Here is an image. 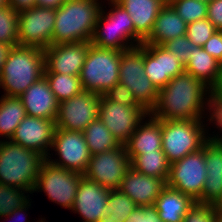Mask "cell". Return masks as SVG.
<instances>
[{"label": "cell", "instance_id": "cell-34", "mask_svg": "<svg viewBox=\"0 0 222 222\" xmlns=\"http://www.w3.org/2000/svg\"><path fill=\"white\" fill-rule=\"evenodd\" d=\"M0 43L19 45L18 12L9 5L0 9Z\"/></svg>", "mask_w": 222, "mask_h": 222}, {"label": "cell", "instance_id": "cell-22", "mask_svg": "<svg viewBox=\"0 0 222 222\" xmlns=\"http://www.w3.org/2000/svg\"><path fill=\"white\" fill-rule=\"evenodd\" d=\"M129 14L134 24V47L140 46L150 35L154 22L165 6L161 0H115Z\"/></svg>", "mask_w": 222, "mask_h": 222}, {"label": "cell", "instance_id": "cell-35", "mask_svg": "<svg viewBox=\"0 0 222 222\" xmlns=\"http://www.w3.org/2000/svg\"><path fill=\"white\" fill-rule=\"evenodd\" d=\"M171 6L188 24L207 18V2L202 0H175Z\"/></svg>", "mask_w": 222, "mask_h": 222}, {"label": "cell", "instance_id": "cell-50", "mask_svg": "<svg viewBox=\"0 0 222 222\" xmlns=\"http://www.w3.org/2000/svg\"><path fill=\"white\" fill-rule=\"evenodd\" d=\"M8 6V0H0V9Z\"/></svg>", "mask_w": 222, "mask_h": 222}, {"label": "cell", "instance_id": "cell-37", "mask_svg": "<svg viewBox=\"0 0 222 222\" xmlns=\"http://www.w3.org/2000/svg\"><path fill=\"white\" fill-rule=\"evenodd\" d=\"M208 124L216 127L219 132L212 134L222 140V89L215 87L210 89L209 117ZM220 133V134H219ZM216 134V135H215Z\"/></svg>", "mask_w": 222, "mask_h": 222}, {"label": "cell", "instance_id": "cell-24", "mask_svg": "<svg viewBox=\"0 0 222 222\" xmlns=\"http://www.w3.org/2000/svg\"><path fill=\"white\" fill-rule=\"evenodd\" d=\"M124 146L130 160L135 155L160 151L162 149L161 119L148 113Z\"/></svg>", "mask_w": 222, "mask_h": 222}, {"label": "cell", "instance_id": "cell-33", "mask_svg": "<svg viewBox=\"0 0 222 222\" xmlns=\"http://www.w3.org/2000/svg\"><path fill=\"white\" fill-rule=\"evenodd\" d=\"M27 193L31 194L27 190L0 183V219L27 204L30 201Z\"/></svg>", "mask_w": 222, "mask_h": 222}, {"label": "cell", "instance_id": "cell-8", "mask_svg": "<svg viewBox=\"0 0 222 222\" xmlns=\"http://www.w3.org/2000/svg\"><path fill=\"white\" fill-rule=\"evenodd\" d=\"M119 83L127 86L149 113L155 107L159 90L144 73V44L121 51Z\"/></svg>", "mask_w": 222, "mask_h": 222}, {"label": "cell", "instance_id": "cell-38", "mask_svg": "<svg viewBox=\"0 0 222 222\" xmlns=\"http://www.w3.org/2000/svg\"><path fill=\"white\" fill-rule=\"evenodd\" d=\"M216 208L213 203L196 201L183 217V222H215Z\"/></svg>", "mask_w": 222, "mask_h": 222}, {"label": "cell", "instance_id": "cell-18", "mask_svg": "<svg viewBox=\"0 0 222 222\" xmlns=\"http://www.w3.org/2000/svg\"><path fill=\"white\" fill-rule=\"evenodd\" d=\"M55 129L54 120L26 115L16 127L11 141L40 153L46 159L50 154Z\"/></svg>", "mask_w": 222, "mask_h": 222}, {"label": "cell", "instance_id": "cell-2", "mask_svg": "<svg viewBox=\"0 0 222 222\" xmlns=\"http://www.w3.org/2000/svg\"><path fill=\"white\" fill-rule=\"evenodd\" d=\"M100 1L66 0L56 9L52 45L91 42L102 7Z\"/></svg>", "mask_w": 222, "mask_h": 222}, {"label": "cell", "instance_id": "cell-10", "mask_svg": "<svg viewBox=\"0 0 222 222\" xmlns=\"http://www.w3.org/2000/svg\"><path fill=\"white\" fill-rule=\"evenodd\" d=\"M206 176L203 144L198 151L171 163L167 186L181 191L194 201H199L202 198Z\"/></svg>", "mask_w": 222, "mask_h": 222}, {"label": "cell", "instance_id": "cell-27", "mask_svg": "<svg viewBox=\"0 0 222 222\" xmlns=\"http://www.w3.org/2000/svg\"><path fill=\"white\" fill-rule=\"evenodd\" d=\"M195 202L181 191L166 186L154 206L161 222H183V217Z\"/></svg>", "mask_w": 222, "mask_h": 222}, {"label": "cell", "instance_id": "cell-3", "mask_svg": "<svg viewBox=\"0 0 222 222\" xmlns=\"http://www.w3.org/2000/svg\"><path fill=\"white\" fill-rule=\"evenodd\" d=\"M44 50L33 46H13L0 74L4 96L19 97L44 76Z\"/></svg>", "mask_w": 222, "mask_h": 222}, {"label": "cell", "instance_id": "cell-31", "mask_svg": "<svg viewBox=\"0 0 222 222\" xmlns=\"http://www.w3.org/2000/svg\"><path fill=\"white\" fill-rule=\"evenodd\" d=\"M137 205L119 189L110 190L99 222H125Z\"/></svg>", "mask_w": 222, "mask_h": 222}, {"label": "cell", "instance_id": "cell-21", "mask_svg": "<svg viewBox=\"0 0 222 222\" xmlns=\"http://www.w3.org/2000/svg\"><path fill=\"white\" fill-rule=\"evenodd\" d=\"M166 186L165 179L141 174L131 167L124 176L119 190L130 197L137 206H146L154 205Z\"/></svg>", "mask_w": 222, "mask_h": 222}, {"label": "cell", "instance_id": "cell-11", "mask_svg": "<svg viewBox=\"0 0 222 222\" xmlns=\"http://www.w3.org/2000/svg\"><path fill=\"white\" fill-rule=\"evenodd\" d=\"M57 159L49 154L47 160L55 166L66 170L76 171L81 174L86 172L91 159V153L85 141L83 132L69 131L56 128L51 146Z\"/></svg>", "mask_w": 222, "mask_h": 222}, {"label": "cell", "instance_id": "cell-13", "mask_svg": "<svg viewBox=\"0 0 222 222\" xmlns=\"http://www.w3.org/2000/svg\"><path fill=\"white\" fill-rule=\"evenodd\" d=\"M130 168L131 160L128 157L126 147L123 145L100 154L91 155L89 165L83 175L105 188L114 190L119 189Z\"/></svg>", "mask_w": 222, "mask_h": 222}, {"label": "cell", "instance_id": "cell-6", "mask_svg": "<svg viewBox=\"0 0 222 222\" xmlns=\"http://www.w3.org/2000/svg\"><path fill=\"white\" fill-rule=\"evenodd\" d=\"M207 125L205 120L161 119L162 150L168 161L173 163L201 149L211 136Z\"/></svg>", "mask_w": 222, "mask_h": 222}, {"label": "cell", "instance_id": "cell-23", "mask_svg": "<svg viewBox=\"0 0 222 222\" xmlns=\"http://www.w3.org/2000/svg\"><path fill=\"white\" fill-rule=\"evenodd\" d=\"M19 98L23 102L26 115L56 121L59 102L45 76L35 81Z\"/></svg>", "mask_w": 222, "mask_h": 222}, {"label": "cell", "instance_id": "cell-7", "mask_svg": "<svg viewBox=\"0 0 222 222\" xmlns=\"http://www.w3.org/2000/svg\"><path fill=\"white\" fill-rule=\"evenodd\" d=\"M120 62L121 51L91 44L79 74L83 90L104 95L119 83Z\"/></svg>", "mask_w": 222, "mask_h": 222}, {"label": "cell", "instance_id": "cell-41", "mask_svg": "<svg viewBox=\"0 0 222 222\" xmlns=\"http://www.w3.org/2000/svg\"><path fill=\"white\" fill-rule=\"evenodd\" d=\"M125 222H161L154 205L137 206Z\"/></svg>", "mask_w": 222, "mask_h": 222}, {"label": "cell", "instance_id": "cell-12", "mask_svg": "<svg viewBox=\"0 0 222 222\" xmlns=\"http://www.w3.org/2000/svg\"><path fill=\"white\" fill-rule=\"evenodd\" d=\"M56 9L34 6L18 12V41L21 46L46 49L52 45Z\"/></svg>", "mask_w": 222, "mask_h": 222}, {"label": "cell", "instance_id": "cell-16", "mask_svg": "<svg viewBox=\"0 0 222 222\" xmlns=\"http://www.w3.org/2000/svg\"><path fill=\"white\" fill-rule=\"evenodd\" d=\"M91 42L53 44L44 49V73L79 76Z\"/></svg>", "mask_w": 222, "mask_h": 222}, {"label": "cell", "instance_id": "cell-45", "mask_svg": "<svg viewBox=\"0 0 222 222\" xmlns=\"http://www.w3.org/2000/svg\"><path fill=\"white\" fill-rule=\"evenodd\" d=\"M8 5L15 11L20 12L36 6V0H8Z\"/></svg>", "mask_w": 222, "mask_h": 222}, {"label": "cell", "instance_id": "cell-44", "mask_svg": "<svg viewBox=\"0 0 222 222\" xmlns=\"http://www.w3.org/2000/svg\"><path fill=\"white\" fill-rule=\"evenodd\" d=\"M31 202L32 201H29L27 204H25L23 207H20L18 209H15L13 210L12 212H10L7 216H4V217H1L2 219L3 218H6V220H9V219H15L18 220L16 222H27V216L28 214L26 213L29 208L31 207ZM26 214V215H25ZM22 216V217H21ZM9 218V219H8ZM20 220V221H19ZM14 221V222H15ZM28 222H30V220H28Z\"/></svg>", "mask_w": 222, "mask_h": 222}, {"label": "cell", "instance_id": "cell-52", "mask_svg": "<svg viewBox=\"0 0 222 222\" xmlns=\"http://www.w3.org/2000/svg\"><path fill=\"white\" fill-rule=\"evenodd\" d=\"M36 222H48L45 218H42L41 217V220L39 219L38 221H36Z\"/></svg>", "mask_w": 222, "mask_h": 222}, {"label": "cell", "instance_id": "cell-14", "mask_svg": "<svg viewBox=\"0 0 222 222\" xmlns=\"http://www.w3.org/2000/svg\"><path fill=\"white\" fill-rule=\"evenodd\" d=\"M149 112L141 105L125 106L101 95L98 117L121 145H125Z\"/></svg>", "mask_w": 222, "mask_h": 222}, {"label": "cell", "instance_id": "cell-46", "mask_svg": "<svg viewBox=\"0 0 222 222\" xmlns=\"http://www.w3.org/2000/svg\"><path fill=\"white\" fill-rule=\"evenodd\" d=\"M66 0H36V6L58 9Z\"/></svg>", "mask_w": 222, "mask_h": 222}, {"label": "cell", "instance_id": "cell-39", "mask_svg": "<svg viewBox=\"0 0 222 222\" xmlns=\"http://www.w3.org/2000/svg\"><path fill=\"white\" fill-rule=\"evenodd\" d=\"M162 46L174 53L184 65L188 63L191 52L197 48L186 35L168 40Z\"/></svg>", "mask_w": 222, "mask_h": 222}, {"label": "cell", "instance_id": "cell-9", "mask_svg": "<svg viewBox=\"0 0 222 222\" xmlns=\"http://www.w3.org/2000/svg\"><path fill=\"white\" fill-rule=\"evenodd\" d=\"M84 175L55 166L45 159L39 169L35 192H44L51 202L72 210L77 188Z\"/></svg>", "mask_w": 222, "mask_h": 222}, {"label": "cell", "instance_id": "cell-51", "mask_svg": "<svg viewBox=\"0 0 222 222\" xmlns=\"http://www.w3.org/2000/svg\"><path fill=\"white\" fill-rule=\"evenodd\" d=\"M165 5H171L175 0H161Z\"/></svg>", "mask_w": 222, "mask_h": 222}, {"label": "cell", "instance_id": "cell-19", "mask_svg": "<svg viewBox=\"0 0 222 222\" xmlns=\"http://www.w3.org/2000/svg\"><path fill=\"white\" fill-rule=\"evenodd\" d=\"M109 188L83 176L79 182L72 211L78 213L81 222H99L109 197Z\"/></svg>", "mask_w": 222, "mask_h": 222}, {"label": "cell", "instance_id": "cell-40", "mask_svg": "<svg viewBox=\"0 0 222 222\" xmlns=\"http://www.w3.org/2000/svg\"><path fill=\"white\" fill-rule=\"evenodd\" d=\"M109 100L120 103L125 106L140 105L133 97L132 92L127 86L121 83L115 84L109 91L104 94Z\"/></svg>", "mask_w": 222, "mask_h": 222}, {"label": "cell", "instance_id": "cell-20", "mask_svg": "<svg viewBox=\"0 0 222 222\" xmlns=\"http://www.w3.org/2000/svg\"><path fill=\"white\" fill-rule=\"evenodd\" d=\"M205 167L207 176L204 181L200 203H213L222 195V140L211 135L204 143Z\"/></svg>", "mask_w": 222, "mask_h": 222}, {"label": "cell", "instance_id": "cell-30", "mask_svg": "<svg viewBox=\"0 0 222 222\" xmlns=\"http://www.w3.org/2000/svg\"><path fill=\"white\" fill-rule=\"evenodd\" d=\"M83 134L91 155L123 146L111 134L99 117L84 129Z\"/></svg>", "mask_w": 222, "mask_h": 222}, {"label": "cell", "instance_id": "cell-28", "mask_svg": "<svg viewBox=\"0 0 222 222\" xmlns=\"http://www.w3.org/2000/svg\"><path fill=\"white\" fill-rule=\"evenodd\" d=\"M26 117L23 102L19 97H0V140H11L16 127ZM4 138V139H3Z\"/></svg>", "mask_w": 222, "mask_h": 222}, {"label": "cell", "instance_id": "cell-1", "mask_svg": "<svg viewBox=\"0 0 222 222\" xmlns=\"http://www.w3.org/2000/svg\"><path fill=\"white\" fill-rule=\"evenodd\" d=\"M209 103L210 88L191 74L183 72L159 90L157 103L150 114L164 120L205 118L208 122Z\"/></svg>", "mask_w": 222, "mask_h": 222}, {"label": "cell", "instance_id": "cell-29", "mask_svg": "<svg viewBox=\"0 0 222 222\" xmlns=\"http://www.w3.org/2000/svg\"><path fill=\"white\" fill-rule=\"evenodd\" d=\"M171 163L163 150L135 155L131 159V167L147 176L168 180Z\"/></svg>", "mask_w": 222, "mask_h": 222}, {"label": "cell", "instance_id": "cell-32", "mask_svg": "<svg viewBox=\"0 0 222 222\" xmlns=\"http://www.w3.org/2000/svg\"><path fill=\"white\" fill-rule=\"evenodd\" d=\"M44 76L58 102L72 98L83 91L79 76L60 73H44Z\"/></svg>", "mask_w": 222, "mask_h": 222}, {"label": "cell", "instance_id": "cell-25", "mask_svg": "<svg viewBox=\"0 0 222 222\" xmlns=\"http://www.w3.org/2000/svg\"><path fill=\"white\" fill-rule=\"evenodd\" d=\"M187 23L171 5L159 12L149 37L142 44L163 45L168 40L186 35Z\"/></svg>", "mask_w": 222, "mask_h": 222}, {"label": "cell", "instance_id": "cell-48", "mask_svg": "<svg viewBox=\"0 0 222 222\" xmlns=\"http://www.w3.org/2000/svg\"><path fill=\"white\" fill-rule=\"evenodd\" d=\"M216 210L222 212V195L221 197L217 200V202L214 204Z\"/></svg>", "mask_w": 222, "mask_h": 222}, {"label": "cell", "instance_id": "cell-17", "mask_svg": "<svg viewBox=\"0 0 222 222\" xmlns=\"http://www.w3.org/2000/svg\"><path fill=\"white\" fill-rule=\"evenodd\" d=\"M183 72L185 65L174 53L162 45L144 44V73L158 90Z\"/></svg>", "mask_w": 222, "mask_h": 222}, {"label": "cell", "instance_id": "cell-36", "mask_svg": "<svg viewBox=\"0 0 222 222\" xmlns=\"http://www.w3.org/2000/svg\"><path fill=\"white\" fill-rule=\"evenodd\" d=\"M217 31L207 19L187 24L186 37L197 47H203L207 40Z\"/></svg>", "mask_w": 222, "mask_h": 222}, {"label": "cell", "instance_id": "cell-5", "mask_svg": "<svg viewBox=\"0 0 222 222\" xmlns=\"http://www.w3.org/2000/svg\"><path fill=\"white\" fill-rule=\"evenodd\" d=\"M102 4L91 44L102 49L125 51L134 48V24L130 14L115 0Z\"/></svg>", "mask_w": 222, "mask_h": 222}, {"label": "cell", "instance_id": "cell-47", "mask_svg": "<svg viewBox=\"0 0 222 222\" xmlns=\"http://www.w3.org/2000/svg\"><path fill=\"white\" fill-rule=\"evenodd\" d=\"M13 46L5 44V43H0V74L3 68L4 63L7 60L8 54L10 50L12 49Z\"/></svg>", "mask_w": 222, "mask_h": 222}, {"label": "cell", "instance_id": "cell-15", "mask_svg": "<svg viewBox=\"0 0 222 222\" xmlns=\"http://www.w3.org/2000/svg\"><path fill=\"white\" fill-rule=\"evenodd\" d=\"M101 95L82 91L72 98L59 102L56 128L83 132L98 118Z\"/></svg>", "mask_w": 222, "mask_h": 222}, {"label": "cell", "instance_id": "cell-49", "mask_svg": "<svg viewBox=\"0 0 222 222\" xmlns=\"http://www.w3.org/2000/svg\"><path fill=\"white\" fill-rule=\"evenodd\" d=\"M215 222H222V212L216 210Z\"/></svg>", "mask_w": 222, "mask_h": 222}, {"label": "cell", "instance_id": "cell-26", "mask_svg": "<svg viewBox=\"0 0 222 222\" xmlns=\"http://www.w3.org/2000/svg\"><path fill=\"white\" fill-rule=\"evenodd\" d=\"M185 72L201 80L210 89L219 87L222 80V64L209 55L203 47L195 48L185 65Z\"/></svg>", "mask_w": 222, "mask_h": 222}, {"label": "cell", "instance_id": "cell-4", "mask_svg": "<svg viewBox=\"0 0 222 222\" xmlns=\"http://www.w3.org/2000/svg\"><path fill=\"white\" fill-rule=\"evenodd\" d=\"M45 158L11 140H0V183L34 191L39 169Z\"/></svg>", "mask_w": 222, "mask_h": 222}, {"label": "cell", "instance_id": "cell-43", "mask_svg": "<svg viewBox=\"0 0 222 222\" xmlns=\"http://www.w3.org/2000/svg\"><path fill=\"white\" fill-rule=\"evenodd\" d=\"M207 19L217 30L222 31V0H211L207 3Z\"/></svg>", "mask_w": 222, "mask_h": 222}, {"label": "cell", "instance_id": "cell-42", "mask_svg": "<svg viewBox=\"0 0 222 222\" xmlns=\"http://www.w3.org/2000/svg\"><path fill=\"white\" fill-rule=\"evenodd\" d=\"M204 50L222 64V31L217 30L204 44Z\"/></svg>", "mask_w": 222, "mask_h": 222}]
</instances>
